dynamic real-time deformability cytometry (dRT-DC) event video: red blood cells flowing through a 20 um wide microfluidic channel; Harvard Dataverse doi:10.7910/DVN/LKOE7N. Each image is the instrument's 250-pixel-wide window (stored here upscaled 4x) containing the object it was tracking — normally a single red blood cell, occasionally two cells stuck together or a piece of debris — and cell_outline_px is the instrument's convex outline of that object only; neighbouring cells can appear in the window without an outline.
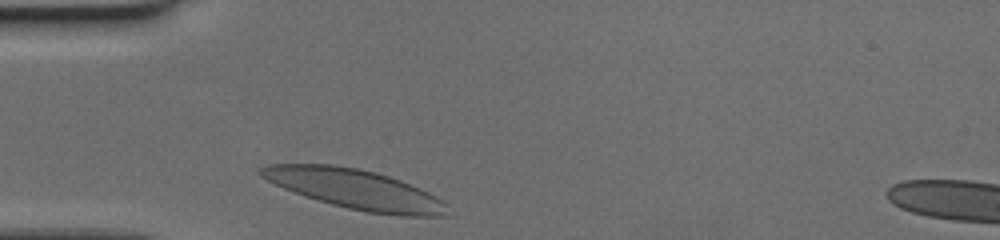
{"species": "human", "species_latin": "Homo sapiens", "temperature_condition": "cold", "stored_images_in_passage": 26, "camera_frame_rate_fps": 3000, "um_per_image_px": 0.085, "donor": {"sex": "female"}, "frame": {"image": 1, "passage_image": 1, "time_ms": 0.0, "image_size_px": [1000, 240], "cell_outline_px": [[448, 216], [400, 216], [368, 212], [348, 208], [332, 204], [304, 196], [284, 188], [260, 176], [256, 172], [256, 168], [268, 164], [332, 164], [356, 168], [376, 172], [400, 180], [420, 188], [436, 196], [448, 204]], "centroid_in_image_um": [30.18, 16.08], "position_along_channel_um": 54.8, "area_um2": 43.12}}
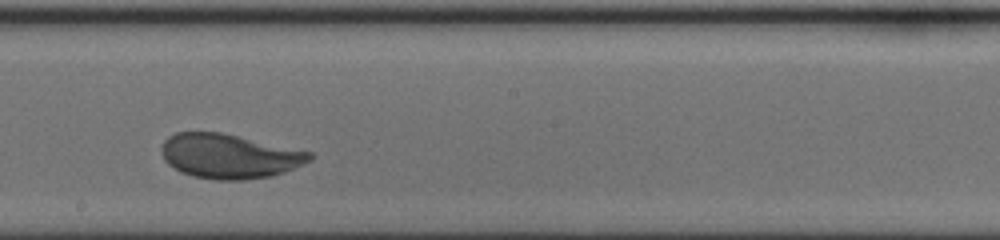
{"frame": {"image": 2, "passage_image": 15, "time_ms": 4.667, "image_size_px": [1000, 240], "cell_outline_px": [[312, 160], [304, 164], [284, 172], [272, 176], [244, 180], [216, 180], [192, 176], [180, 172], [168, 164], [164, 160], [160, 148], [164, 140], [168, 136], [176, 132], [220, 132], [312, 152]], "centroid_in_image_um": [19.46, 13.28], "position_along_channel_um": 228.7, "area_um2": 38.55}}
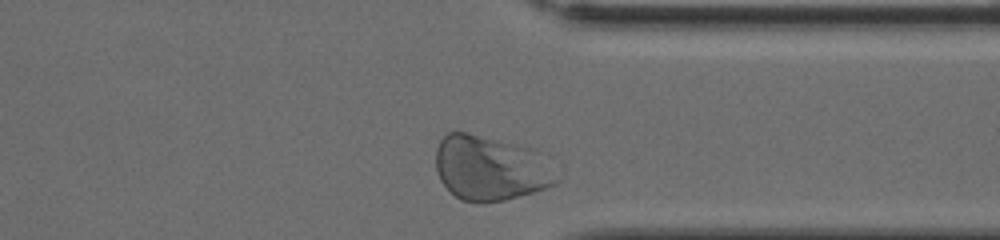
{"frame": {"image": 3, "passage_image": 26, "time_ms": 8.333, "image_size_px": [1000, 240], "cell_outline_px": [[556, 180], [552, 184], [544, 188], [532, 192], [504, 200], [484, 204], [476, 204], [460, 200], [440, 180], [436, 168], [436, 148], [440, 140], [448, 132], [468, 132], [512, 144]], "centroid_in_image_um": [41.36, 14.36], "position_along_channel_um": 370.0, "area_um2": 42.48}}